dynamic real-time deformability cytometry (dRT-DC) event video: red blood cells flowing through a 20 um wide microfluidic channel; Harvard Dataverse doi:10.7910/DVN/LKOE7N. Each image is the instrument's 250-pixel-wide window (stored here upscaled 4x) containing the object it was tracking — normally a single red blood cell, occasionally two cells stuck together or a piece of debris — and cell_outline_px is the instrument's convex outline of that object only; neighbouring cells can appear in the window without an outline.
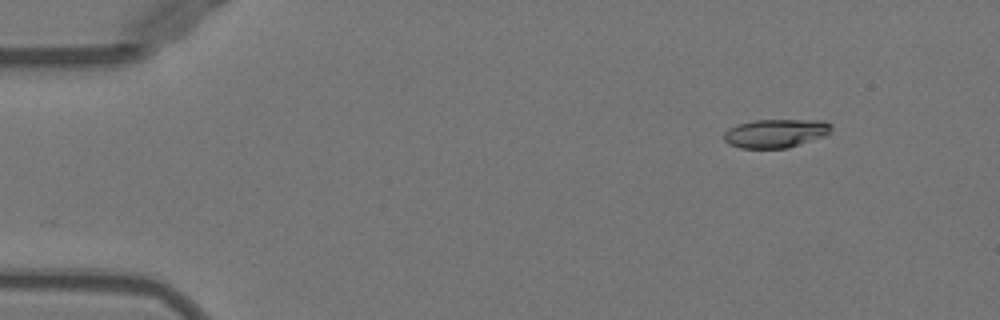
{"species": "Egyptian fruit bat (a non-hibernating species)", "species_latin": "Rousettus aegyptiacus", "temperature_condition": "warm", "stored_images_in_passage": 51, "camera_frame_rate_fps": 3000, "um_per_image_px": 0.085, "animal": {"sex": "female"}, "frame": {"image": 1, "passage_image": 6, "time_ms": 1.667, "image_size_px": [1000, 320], "cell_outline_px": [[832, 128], [824, 136], [788, 148], [740, 148], [728, 144], [724, 140], [724, 132], [728, 128], [736, 124], [752, 120], [824, 120], [832, 124]], "centroid_in_image_um": [65.9, 11.32], "position_along_channel_um": 19.1, "area_um2": 18.03}}
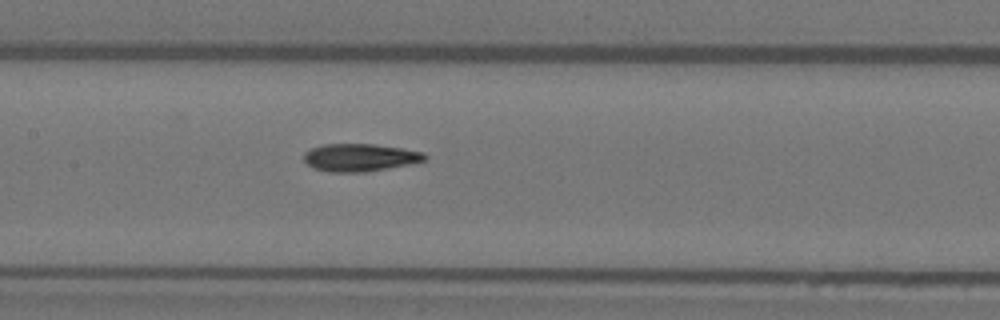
{"frame": {"image": 2, "passage_image": 25, "time_ms": 8.0, "image_size_px": [1000, 320], "cell_outline_px": [[428, 156], [424, 160], [408, 164], [364, 172], [328, 172], [312, 168], [304, 160], [304, 152], [312, 148], [324, 144], [372, 144], [400, 148], [424, 152]], "centroid_in_image_um": [30.55, 13.39], "position_along_channel_um": 176.8, "area_um2": 19.31}}
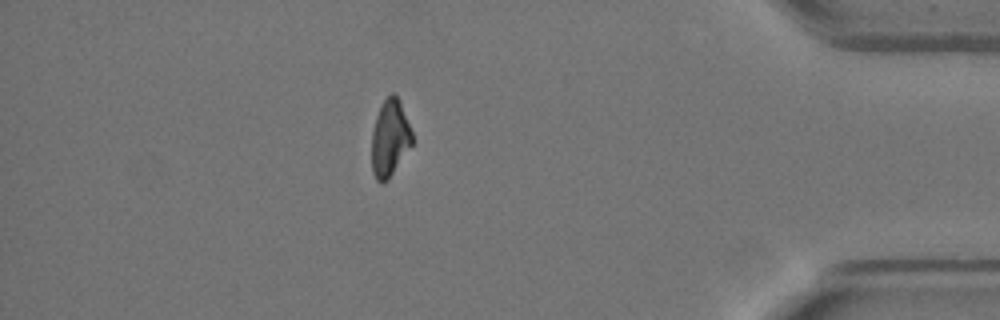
{"frame": {"image": 3, "passage_image": 45, "time_ms": 14.667, "image_size_px": [1000, 320], "cell_outline_px": [[412, 144], [388, 180], [384, 184], [380, 184], [376, 180], [372, 172], [372, 132], [376, 116], [380, 104], [392, 92], [400, 100], [412, 132]], "centroid_in_image_um": [33.12, 11.76], "position_along_channel_um": 402.1, "area_um2": 18.15}, "authors_computed_cell_mechanics": {"area_um2": 18.8428, "velocity_mm_per_s": 3.991, "shape_relaxation_time_tau1_ms": 8.2141, "shape_relaxation_time_tau2_ms": 2.9199, "deformation_change_tau1": 0.2453, "deformation_change_tau2": 0.0817}}